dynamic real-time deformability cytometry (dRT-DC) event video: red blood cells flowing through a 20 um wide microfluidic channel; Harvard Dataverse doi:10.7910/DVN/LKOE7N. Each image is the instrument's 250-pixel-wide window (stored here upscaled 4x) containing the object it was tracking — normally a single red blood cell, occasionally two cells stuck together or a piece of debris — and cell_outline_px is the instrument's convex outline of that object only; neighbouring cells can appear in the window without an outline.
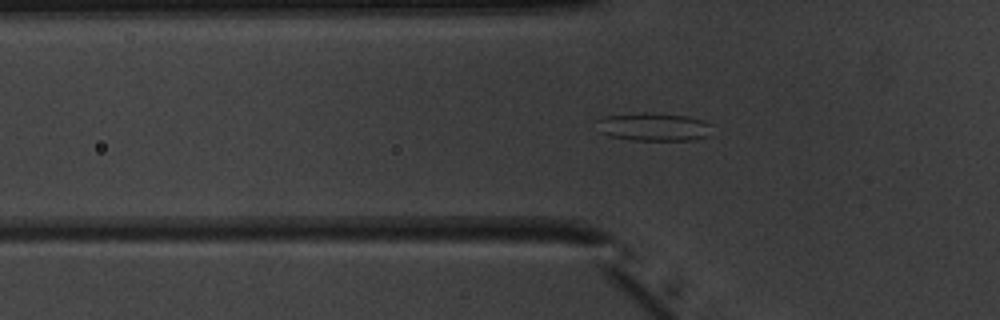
{"species": "common noctule bat (a hibernating species)", "species_latin": "Nyctalus noctula", "temperature_condition": "warm", "stored_images_in_passage": 34, "camera_frame_rate_fps": 3000, "um_per_image_px": 0.085, "animal": {"sex": "male", "body_mass_g": 20.1, "forearm_length_mm": 53.5}, "frame": {"image": 1, "passage_image": 3, "time_ms": 0.667, "image_size_px": [1000, 320], "cell_outline_px": [[712, 124], [708, 136], [692, 140], [632, 140], [608, 136], [600, 132], [592, 120], [604, 116], [644, 112], [652, 112], [688, 116], [704, 120]], "centroid_in_image_um": [55.5, 10.77], "position_along_channel_um": 70.3, "area_um2": 19.36}}
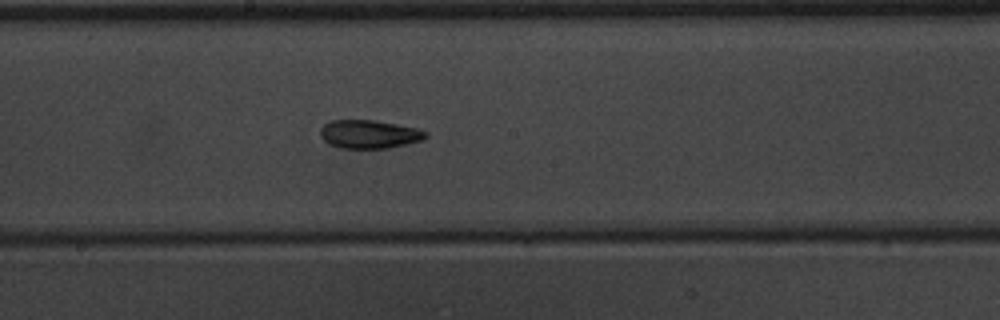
{"frame": {"image": 2, "passage_image": 14, "time_ms": 4.333, "image_size_px": [1000, 320], "cell_outline_px": [[428, 136], [424, 140], [388, 148], [340, 148], [328, 144], [320, 136], [320, 128], [324, 124], [332, 120], [376, 120], [416, 128], [428, 132]], "centroid_in_image_um": [31.38, 11.41], "position_along_channel_um": 216.8, "area_um2": 17.57}}
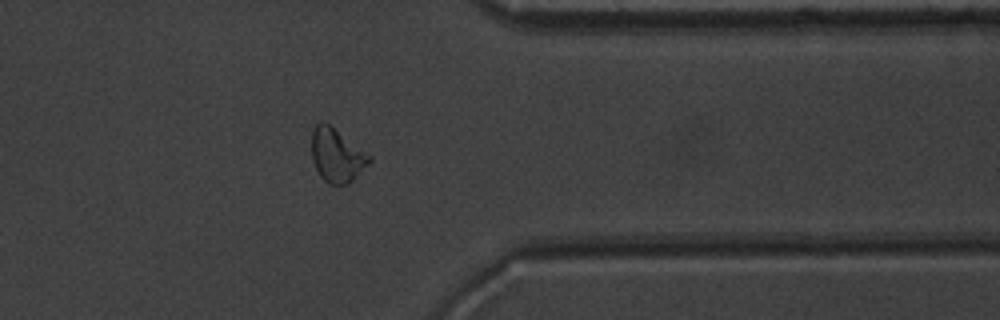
{"frame": {"image": 3, "passage_image": 27, "time_ms": 8.667, "image_size_px": [1000, 320], "cell_outline_px": [[372, 160], [348, 184], [328, 184], [320, 176], [312, 160], [312, 132], [316, 124], [320, 120], [324, 120], [372, 156]], "centroid_in_image_um": [28.62, 13.18], "position_along_channel_um": 382.8, "area_um2": 17.98}}